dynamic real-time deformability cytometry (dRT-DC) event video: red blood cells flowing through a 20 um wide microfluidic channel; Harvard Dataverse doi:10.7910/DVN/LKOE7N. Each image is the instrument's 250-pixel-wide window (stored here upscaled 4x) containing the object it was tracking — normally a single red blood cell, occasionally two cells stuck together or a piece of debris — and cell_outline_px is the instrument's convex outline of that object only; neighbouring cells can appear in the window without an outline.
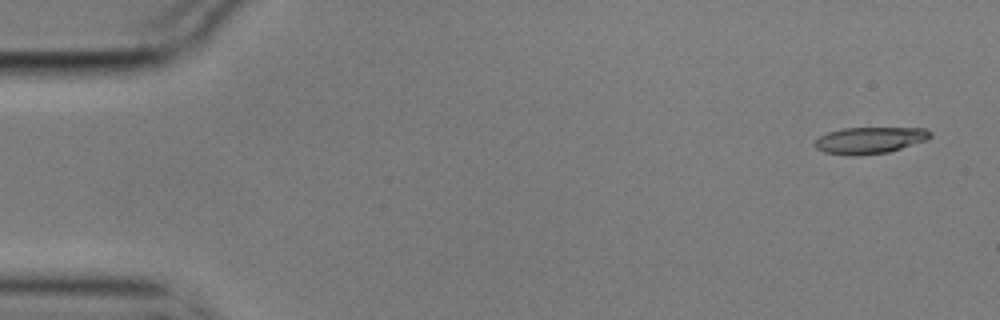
{"species": "common noctule bat (a hibernating species)", "species_latin": "Nyctalus noctula", "temperature_condition": "cold", "stored_images_in_passage": 4, "camera_frame_rate_fps": 3000, "um_per_image_px": 0.085, "animal": {"sex": "male", "body_mass_g": 17.9}, "frame": {"image": 1, "passage_image": 1, "time_ms": 0.0, "image_size_px": [1000, 320], "cell_outline_px": [[932, 136], [928, 140], [888, 152], [856, 156], [848, 156], [824, 152], [816, 148], [812, 144], [820, 136], [828, 132], [844, 128], [928, 128], [932, 132]], "centroid_in_image_um": [73.94, 11.93], "position_along_channel_um": 11.1, "area_um2": 18.09}}
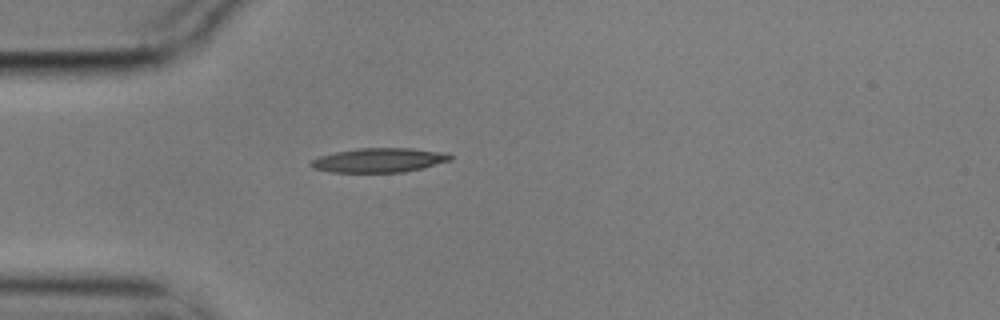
{"frame": {"image": 2, "passage_image": 4, "time_ms": 1.0, "image_size_px": [1000, 320], "cell_outline_px": [[452, 160], [404, 172], [328, 172], [312, 168], [308, 164], [312, 160], [320, 156], [336, 152], [360, 148], [412, 148], [448, 152], [452, 156]], "centroid_in_image_um": [32.23, 13.61], "position_along_channel_um": 52.8, "area_um2": 19.77}}